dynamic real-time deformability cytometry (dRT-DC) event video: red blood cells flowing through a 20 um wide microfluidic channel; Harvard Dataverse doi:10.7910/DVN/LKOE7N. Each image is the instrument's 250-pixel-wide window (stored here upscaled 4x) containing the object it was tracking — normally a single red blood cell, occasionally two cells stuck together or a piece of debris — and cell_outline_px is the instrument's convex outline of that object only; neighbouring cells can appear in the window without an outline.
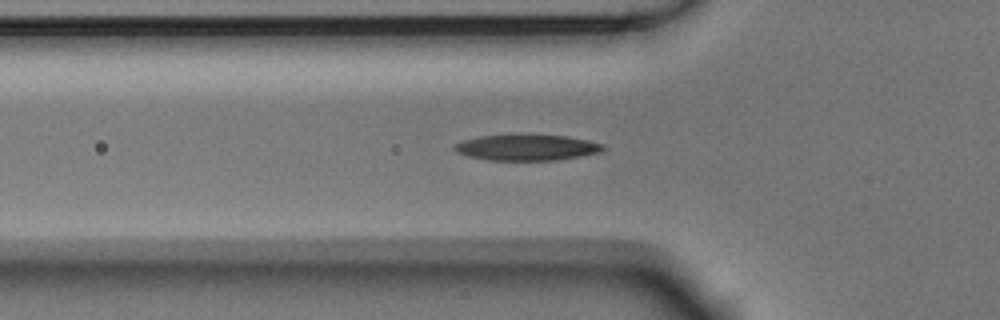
{"species": "Egyptian fruit bat (a non-hibernating species)", "species_latin": "Rousettus aegyptiacus", "temperature_condition": "room temperature", "stored_images_in_passage": 49, "camera_frame_rate_fps": 3000, "um_per_image_px": 0.085, "animal": {"sex": "male"}, "frame": {"image": 1, "passage_image": 18, "time_ms": 5.667, "image_size_px": [1000, 320], "cell_outline_px": [[608, 148], [600, 152], [580, 156], [556, 160], [488, 160], [468, 156], [456, 152], [452, 148], [456, 144], [464, 140], [480, 136], [568, 136], [588, 140], [604, 144]], "centroid_in_image_um": [44.82, 12.56], "position_along_channel_um": 81.0, "area_um2": 22.02}}
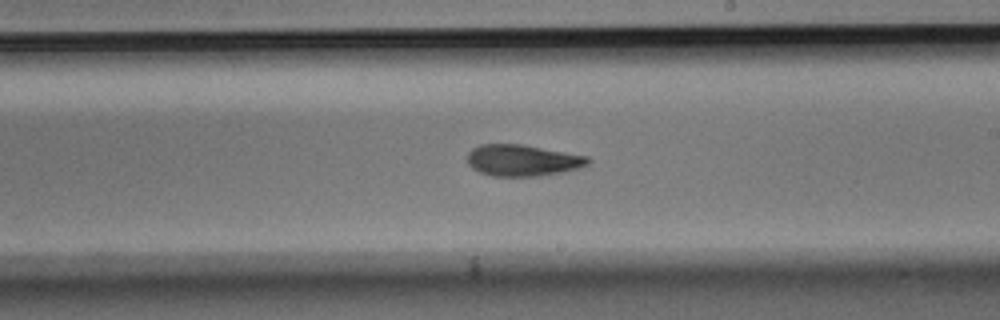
{"frame": {"image": 2, "passage_image": 31, "time_ms": 10.0, "image_size_px": [1000, 320], "cell_outline_px": [[592, 160], [588, 164], [576, 168], [560, 172], [540, 176], [492, 176], [480, 172], [472, 168], [468, 164], [468, 152], [472, 148], [480, 144], [524, 144], [588, 156]], "centroid_in_image_um": [44.4, 13.62], "position_along_channel_um": 244.6, "area_um2": 22.14}}
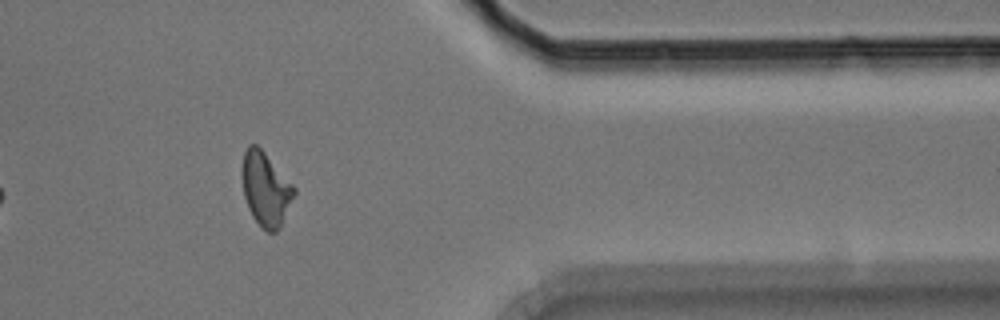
{"frame": {"image": 3, "passage_image": 44, "time_ms": 14.333, "image_size_px": [1000, 320], "cell_outline_px": [[296, 192], [280, 228], [276, 232], [268, 232], [252, 216], [248, 208], [244, 196], [244, 152], [248, 144], [256, 144], [264, 152], [296, 188]], "centroid_in_image_um": [22.62, 16.09], "position_along_channel_um": 388.8, "area_um2": 21.73}}